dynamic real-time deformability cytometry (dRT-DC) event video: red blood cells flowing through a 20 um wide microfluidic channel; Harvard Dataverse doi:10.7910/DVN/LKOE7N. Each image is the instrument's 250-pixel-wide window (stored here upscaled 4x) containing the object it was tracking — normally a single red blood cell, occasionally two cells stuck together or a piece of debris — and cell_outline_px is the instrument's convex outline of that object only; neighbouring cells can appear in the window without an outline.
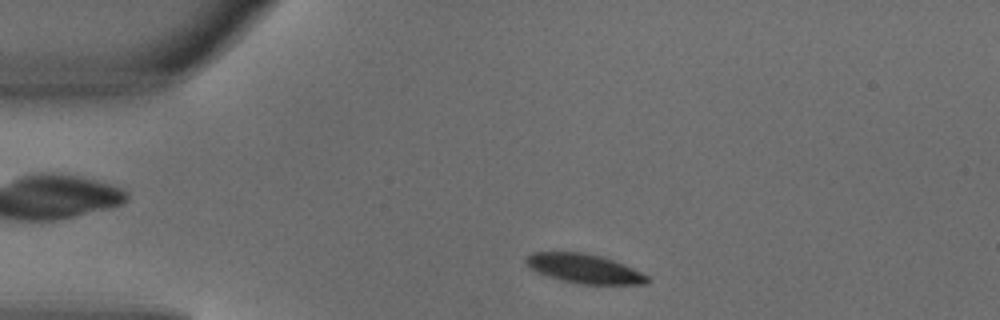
{"species": "common noctule bat (a hibernating species)", "species_latin": "Nyctalus noctula", "temperature_condition": "warm", "stored_images_in_passage": 1, "camera_frame_rate_fps": 3000, "um_per_image_px": 0.085, "animal": {"sex": "male", "body_mass_g": 18.8}, "frame": {"image": 1, "passage_image": 1, "time_ms": 0.0, "image_size_px": [1000, 320], "cell_outline_px": [[648, 284], [580, 284], [560, 280], [536, 272], [528, 268], [524, 260], [532, 252], [584, 252], [600, 256], [624, 264], [648, 276]], "centroid_in_image_um": [49.61, 22.83], "position_along_channel_um": 35.4, "area_um2": 20.63}}